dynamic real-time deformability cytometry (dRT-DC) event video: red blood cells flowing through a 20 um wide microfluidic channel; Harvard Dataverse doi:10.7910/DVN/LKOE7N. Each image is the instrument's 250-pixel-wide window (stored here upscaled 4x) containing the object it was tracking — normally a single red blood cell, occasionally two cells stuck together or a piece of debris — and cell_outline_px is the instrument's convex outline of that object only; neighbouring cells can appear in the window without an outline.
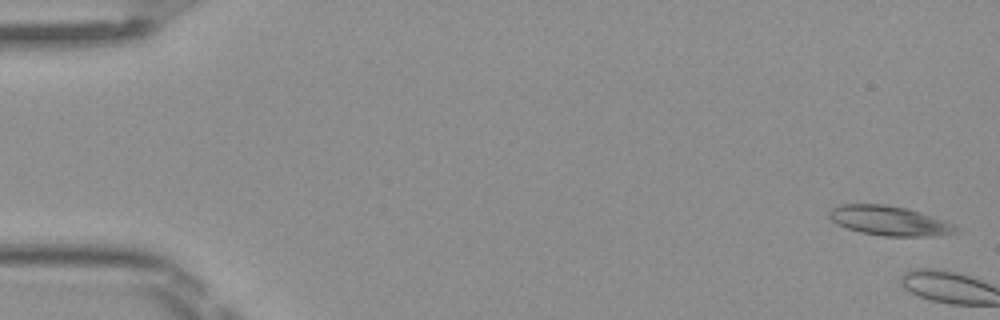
{"species": "Egyptian fruit bat (a non-hibernating species)", "species_latin": "Rousettus aegyptiacus", "temperature_condition": "room temperature", "stored_images_in_passage": 5, "camera_frame_rate_fps": 3000, "um_per_image_px": 0.085, "frame": {"image": 1, "passage_image": 1, "time_ms": 0.0, "image_size_px": [1000, 320], "cell_outline_px": [[960, 232], [932, 236], [884, 236], [860, 232], [836, 224], [828, 216], [828, 212], [832, 208], [840, 204], [884, 204], [908, 208], [956, 224], [960, 228]], "centroid_in_image_um": [75.62, 18.76], "position_along_channel_um": 9.4, "area_um2": 22.02}}